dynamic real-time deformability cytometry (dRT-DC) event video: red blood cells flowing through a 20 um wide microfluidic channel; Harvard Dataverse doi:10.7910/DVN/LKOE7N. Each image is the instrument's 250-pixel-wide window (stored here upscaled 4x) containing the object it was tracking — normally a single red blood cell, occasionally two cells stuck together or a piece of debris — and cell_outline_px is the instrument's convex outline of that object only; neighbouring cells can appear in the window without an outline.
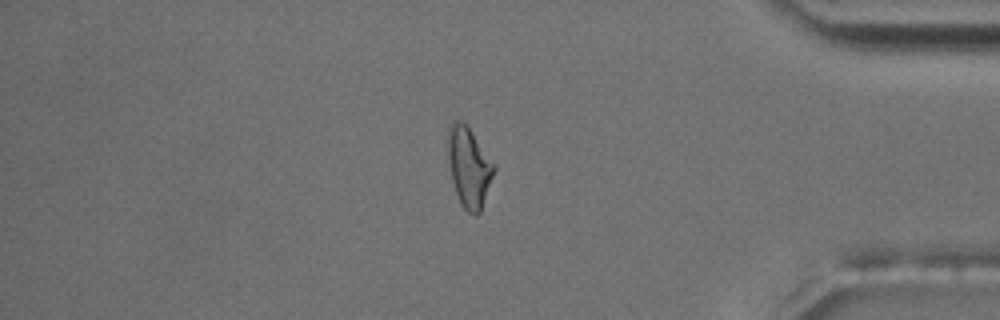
{"species": "common noctule bat (a hibernating species)", "species_latin": "Nyctalus noctula", "temperature_condition": "room temperature", "stored_images_in_passage": 55, "camera_frame_rate_fps": 3000, "um_per_image_px": 0.085, "animal": {"sex": "male", "body_mass_g": 17.5, "forearm_length_mm": 52.3}, "frame": {"image": 1, "passage_image": 47, "time_ms": 15.333, "image_size_px": [1000, 320], "cell_outline_px": [[496, 168], [480, 212], [476, 216], [472, 216], [460, 204], [452, 180], [448, 160], [448, 124], [452, 120], [460, 120], [472, 132], [496, 164]], "centroid_in_image_um": [39.87, 14.2], "position_along_channel_um": 395.3, "area_um2": 21.56}, "authors_computed_cell_mechanics": {"area_um2": 19.4208, "velocity_mm_per_s": 3.6821, "shape_relaxation_time_tau1_ms": null, "shape_relaxation_time_tau2_ms": 3.307, "deformation_change_tau1": null, "deformation_change_tau2": 0.1129}}